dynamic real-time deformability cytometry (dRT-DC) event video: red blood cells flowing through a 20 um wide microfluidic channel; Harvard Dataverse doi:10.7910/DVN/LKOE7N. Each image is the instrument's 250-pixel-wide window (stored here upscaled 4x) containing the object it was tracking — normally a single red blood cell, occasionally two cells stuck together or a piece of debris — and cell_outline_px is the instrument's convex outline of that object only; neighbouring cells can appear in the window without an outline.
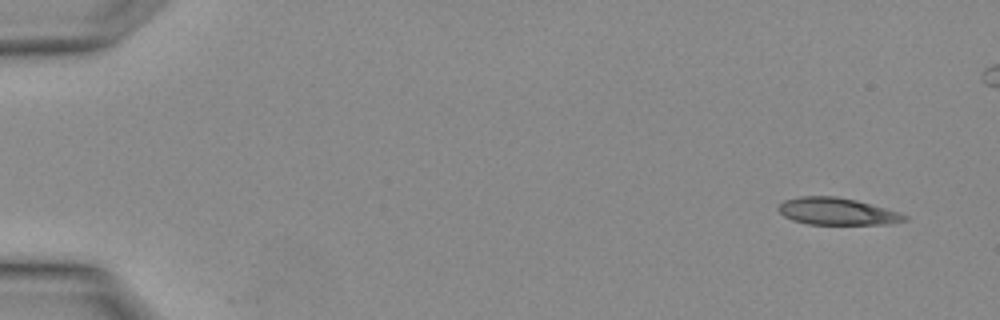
{"species": "Egyptian fruit bat (a non-hibernating species)", "species_latin": "Rousettus aegyptiacus", "temperature_condition": "warm", "stored_images_in_passage": 7, "segment_of_instrument_passage": [1, 2], "camera_frame_rate_fps": 3000, "um_per_image_px": 0.085, "animal": {"sex": "female"}, "frame": {"image": 1, "passage_image": 1, "time_ms": 0.0, "image_size_px": [1000, 320], "cell_outline_px": [[908, 220], [892, 224], [808, 224], [792, 220], [784, 216], [776, 208], [784, 200], [800, 196], [836, 196], [856, 200], [884, 208], [908, 216]], "centroid_in_image_um": [71.12, 17.97], "position_along_channel_um": 13.9, "area_um2": 19.83}}
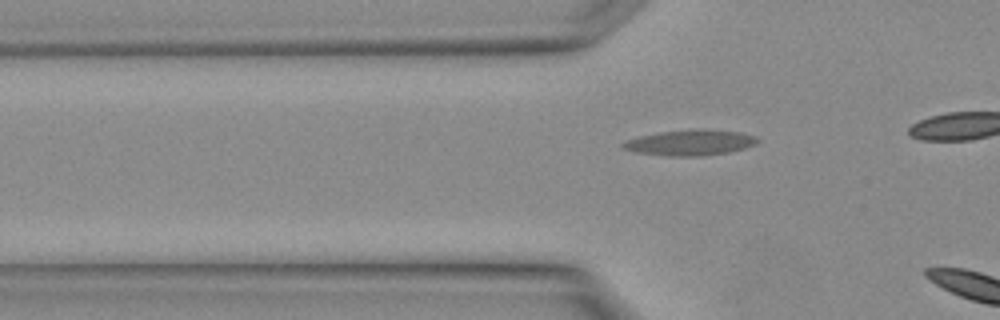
{"frame": {"image": 2, "passage_image": 5, "time_ms": 1.333, "image_size_px": [1000, 320], "cell_outline_px": [[760, 140], [756, 144], [744, 148], [728, 152], [700, 156], [668, 156], [636, 152], [624, 148], [620, 144], [628, 140], [640, 136], [660, 132], [740, 132], [756, 136]], "centroid_in_image_um": [58.66, 12.18], "position_along_channel_um": 67.1, "area_um2": 18.84}}